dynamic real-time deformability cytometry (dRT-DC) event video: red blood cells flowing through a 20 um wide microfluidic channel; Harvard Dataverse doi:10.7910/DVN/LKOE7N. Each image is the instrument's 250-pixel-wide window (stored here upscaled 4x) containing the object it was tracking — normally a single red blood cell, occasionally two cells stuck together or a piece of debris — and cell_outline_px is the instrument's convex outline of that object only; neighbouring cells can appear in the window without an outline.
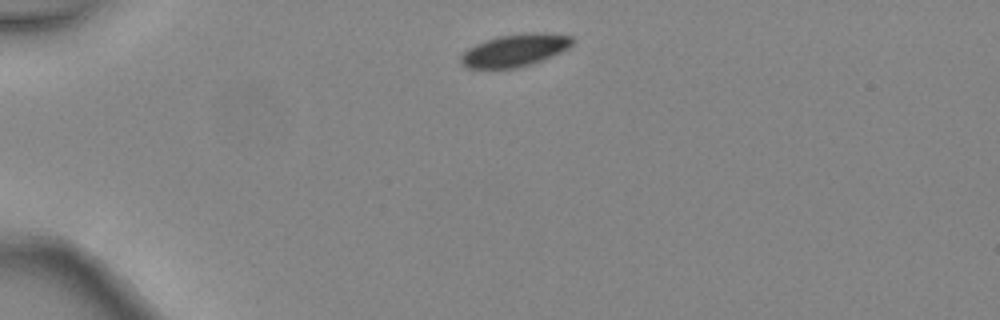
{"species": "common noctule bat (a hibernating species)", "species_latin": "Nyctalus noctula", "temperature_condition": "warm", "stored_images_in_passage": 2, "camera_frame_rate_fps": 3000, "um_per_image_px": 0.085, "animal": {"sex": "female", "body_mass_g": 24.6, "forearm_length_mm": 56.2}, "frame": {"image": 1, "passage_image": 1, "time_ms": 0.0, "image_size_px": [1000, 320], "cell_outline_px": [[576, 40], [568, 48], [552, 56], [532, 64], [516, 68], [468, 68], [460, 64], [460, 56], [468, 48], [484, 40], [500, 36], [532, 32], [544, 32], [572, 36]], "centroid_in_image_um": [43.78, 4.27], "position_along_channel_um": 41.2, "area_um2": 21.15}}